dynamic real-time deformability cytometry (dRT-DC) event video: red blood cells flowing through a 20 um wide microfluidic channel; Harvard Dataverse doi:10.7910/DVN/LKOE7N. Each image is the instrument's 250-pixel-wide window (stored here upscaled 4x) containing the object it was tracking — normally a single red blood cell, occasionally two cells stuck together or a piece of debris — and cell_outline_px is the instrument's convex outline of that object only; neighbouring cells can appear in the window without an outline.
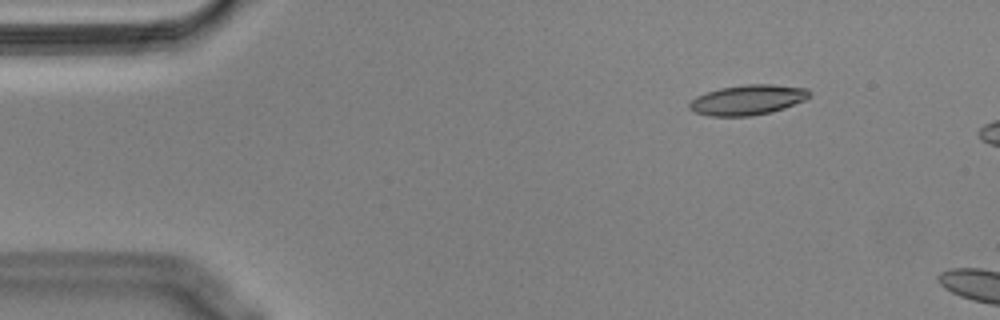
{"species": "Egyptian fruit bat (a non-hibernating species)", "species_latin": "Rousettus aegyptiacus", "temperature_condition": "cold", "stored_images_in_passage": 5, "camera_frame_rate_fps": 3000, "um_per_image_px": 0.085, "animal": {"sex": "male"}, "frame": {"image": 1, "passage_image": 1, "time_ms": 0.0, "image_size_px": [1000, 320], "cell_outline_px": [[812, 96], [804, 100], [784, 108], [772, 112], [748, 116], [708, 116], [696, 112], [688, 108], [688, 104], [696, 96], [720, 88], [744, 84], [772, 84], [808, 88], [812, 92]], "centroid_in_image_um": [63.58, 8.48], "position_along_channel_um": 21.4, "area_um2": 21.15}}